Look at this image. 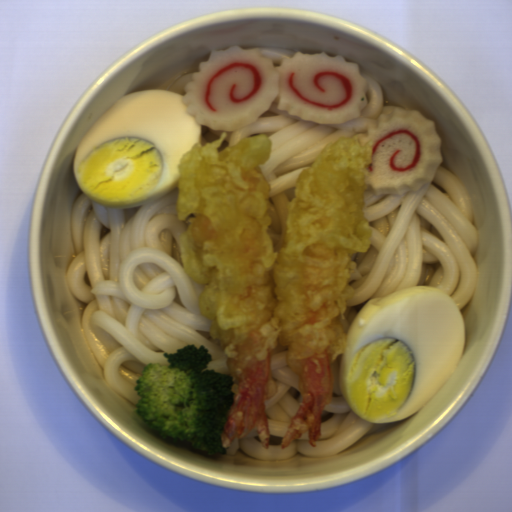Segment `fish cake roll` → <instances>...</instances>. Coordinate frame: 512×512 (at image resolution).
Listing matches in <instances>:
<instances>
[{
    "instance_id": "obj_1",
    "label": "fish cake roll",
    "mask_w": 512,
    "mask_h": 512,
    "mask_svg": "<svg viewBox=\"0 0 512 512\" xmlns=\"http://www.w3.org/2000/svg\"><path fill=\"white\" fill-rule=\"evenodd\" d=\"M184 86L182 103L196 123L234 131L254 124L278 96L277 109L318 125L355 120L367 105L368 81L342 55L303 54L274 66L260 49L214 50Z\"/></svg>"
},
{
    "instance_id": "obj_2",
    "label": "fish cake roll",
    "mask_w": 512,
    "mask_h": 512,
    "mask_svg": "<svg viewBox=\"0 0 512 512\" xmlns=\"http://www.w3.org/2000/svg\"><path fill=\"white\" fill-rule=\"evenodd\" d=\"M436 122L417 110L394 108L368 124L357 143H373L364 184L372 194L403 195L431 182L443 162Z\"/></svg>"
}]
</instances>
